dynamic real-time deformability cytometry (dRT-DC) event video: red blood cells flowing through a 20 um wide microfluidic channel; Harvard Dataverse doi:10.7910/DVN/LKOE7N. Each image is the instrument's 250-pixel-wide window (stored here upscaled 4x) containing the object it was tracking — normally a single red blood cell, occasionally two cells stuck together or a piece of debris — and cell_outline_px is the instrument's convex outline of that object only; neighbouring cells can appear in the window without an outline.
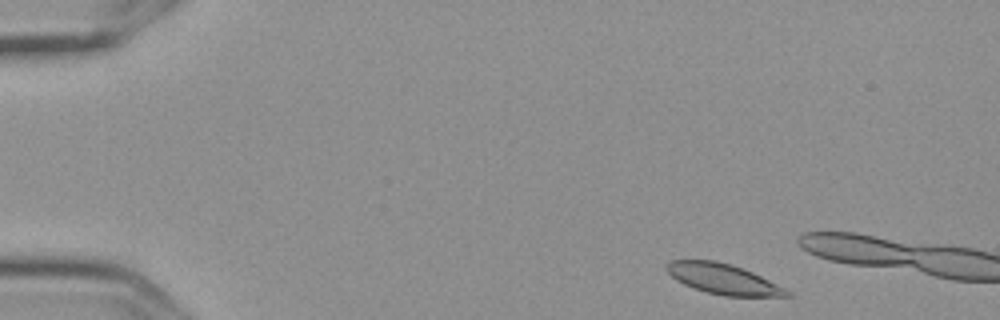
{"species": "Egyptian fruit bat (a non-hibernating species)", "species_latin": "Rousettus aegyptiacus", "temperature_condition": "cold", "stored_images_in_passage": 4, "camera_frame_rate_fps": 3000, "um_per_image_px": 0.085, "frame": {"image": 1, "passage_image": 1, "time_ms": 0.0, "image_size_px": [1000, 320], "cell_outline_px": [[792, 296], [724, 296], [692, 288], [676, 280], [664, 268], [664, 264], [668, 260], [716, 260], [732, 264], [752, 272], [792, 292]], "centroid_in_image_um": [61.42, 23.7], "position_along_channel_um": 23.6, "area_um2": 21.27}}